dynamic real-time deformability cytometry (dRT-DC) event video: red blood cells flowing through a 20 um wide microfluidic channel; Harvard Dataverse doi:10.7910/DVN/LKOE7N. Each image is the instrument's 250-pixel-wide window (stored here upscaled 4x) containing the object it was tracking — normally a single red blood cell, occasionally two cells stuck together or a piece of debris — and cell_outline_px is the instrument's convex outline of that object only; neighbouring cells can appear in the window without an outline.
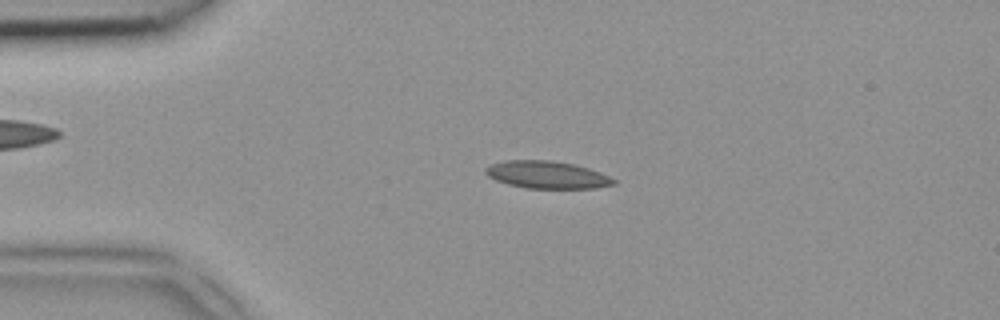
{"species": "common noctule bat (a hibernating species)", "species_latin": "Nyctalus noctula", "temperature_condition": "room temperature", "stored_images_in_passage": 46, "camera_frame_rate_fps": 3000, "um_per_image_px": 0.085, "animal": {"sex": "female", "body_mass_g": 18.4}, "frame": {"image": 1, "passage_image": 10, "time_ms": 3.0, "image_size_px": [1000, 320], "cell_outline_px": [[616, 184], [596, 188], [528, 188], [508, 184], [496, 180], [488, 176], [484, 172], [484, 168], [492, 164], [504, 160], [552, 160], [572, 164], [588, 168], [600, 172], [616, 180]], "centroid_in_image_um": [46.48, 14.85], "position_along_channel_um": 38.5, "area_um2": 20.4}}
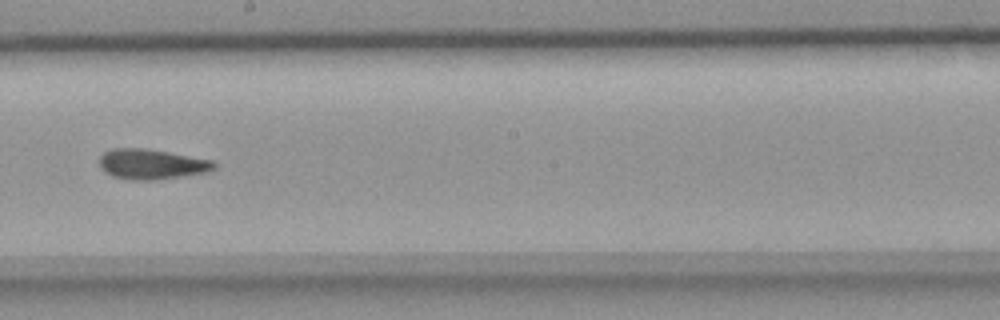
{"frame": {"image": 2, "passage_image": 26, "time_ms": 8.333, "image_size_px": [1000, 320], "cell_outline_px": [[216, 168], [208, 172], [156, 180], [132, 180], [112, 176], [104, 172], [100, 168], [100, 156], [104, 152], [112, 148], [148, 148], [216, 160]], "centroid_in_image_um": [12.92, 13.94], "position_along_channel_um": 235.3, "area_um2": 20.58}}
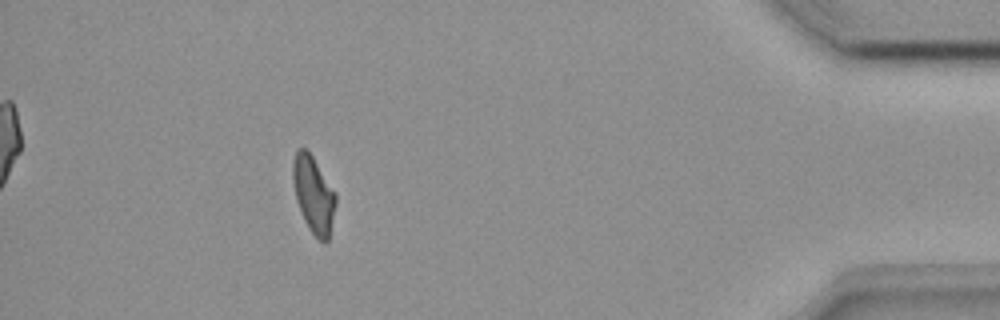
{"frame": {"image": 3, "passage_image": 42, "time_ms": 13.667, "image_size_px": [1000, 320], "cell_outline_px": [[336, 204], [328, 240], [324, 244], [312, 232], [304, 220], [296, 200], [292, 180], [292, 160], [296, 152], [300, 148], [304, 148], [312, 156], [336, 192]], "centroid_in_image_um": [26.64, 16.53], "position_along_channel_um": 408.6, "area_um2": 19.07}}